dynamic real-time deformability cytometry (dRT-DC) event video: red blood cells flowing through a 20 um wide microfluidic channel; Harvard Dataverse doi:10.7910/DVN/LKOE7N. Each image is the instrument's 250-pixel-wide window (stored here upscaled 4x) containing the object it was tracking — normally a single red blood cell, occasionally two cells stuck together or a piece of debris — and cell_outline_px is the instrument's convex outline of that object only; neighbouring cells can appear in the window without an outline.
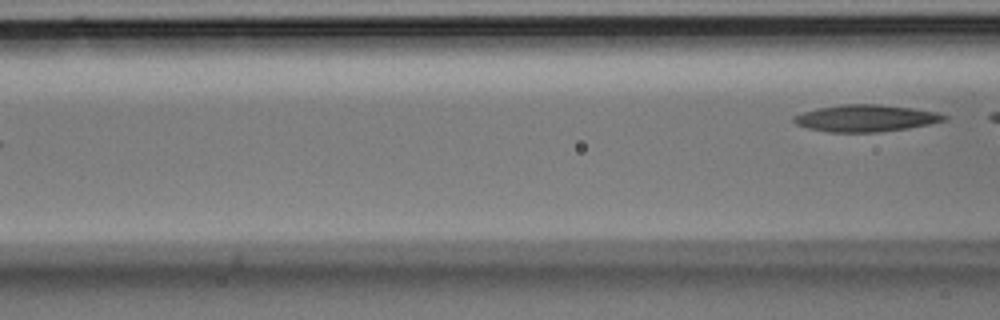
{"species": "Egyptian fruit bat (a non-hibernating species)", "species_latin": "Rousettus aegyptiacus", "temperature_condition": "room temperature", "stored_images_in_passage": 4, "segment_of_instrument_passage": [2, 2], "camera_frame_rate_fps": 3000, "um_per_image_px": 0.085, "animal": {"sex": "male"}, "frame": {"image": 1, "passage_image": 4, "time_ms": 1.0, "image_size_px": [1000, 320], "cell_outline_px": [[948, 116], [944, 120], [928, 124], [908, 128], [876, 132], [828, 132], [808, 128], [796, 124], [792, 120], [792, 116], [816, 108], [844, 104], [880, 104], [912, 108], [936, 112]], "centroid_in_image_um": [73.54, 10.04], "position_along_channel_um": 93.1, "area_um2": 23.41}}